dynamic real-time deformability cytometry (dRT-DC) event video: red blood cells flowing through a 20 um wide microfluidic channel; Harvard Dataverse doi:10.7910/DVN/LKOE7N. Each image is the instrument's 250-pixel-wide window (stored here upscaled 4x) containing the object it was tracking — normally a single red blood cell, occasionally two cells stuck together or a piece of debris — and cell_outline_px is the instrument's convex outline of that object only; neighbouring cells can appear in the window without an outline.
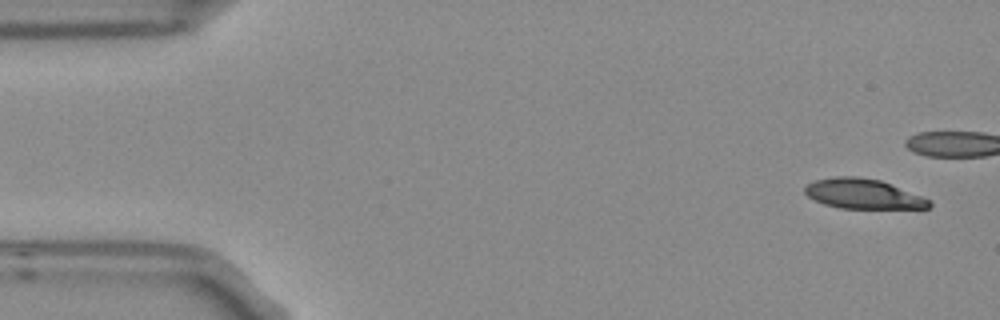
{"species": "Egyptian fruit bat (a non-hibernating species)", "species_latin": "Rousettus aegyptiacus", "temperature_condition": "room temperature", "stored_images_in_passage": 12, "camera_frame_rate_fps": 3000, "um_per_image_px": 0.085, "frame": {"image": 1, "passage_image": 1, "time_ms": 0.0, "image_size_px": [1000, 320], "cell_outline_px": [[932, 204], [928, 208], [840, 208], [824, 204], [808, 196], [804, 192], [804, 184], [812, 180], [836, 176], [856, 176], [880, 180], [932, 200]], "centroid_in_image_um": [73.32, 16.47], "position_along_channel_um": 11.7, "area_um2": 21.68}}